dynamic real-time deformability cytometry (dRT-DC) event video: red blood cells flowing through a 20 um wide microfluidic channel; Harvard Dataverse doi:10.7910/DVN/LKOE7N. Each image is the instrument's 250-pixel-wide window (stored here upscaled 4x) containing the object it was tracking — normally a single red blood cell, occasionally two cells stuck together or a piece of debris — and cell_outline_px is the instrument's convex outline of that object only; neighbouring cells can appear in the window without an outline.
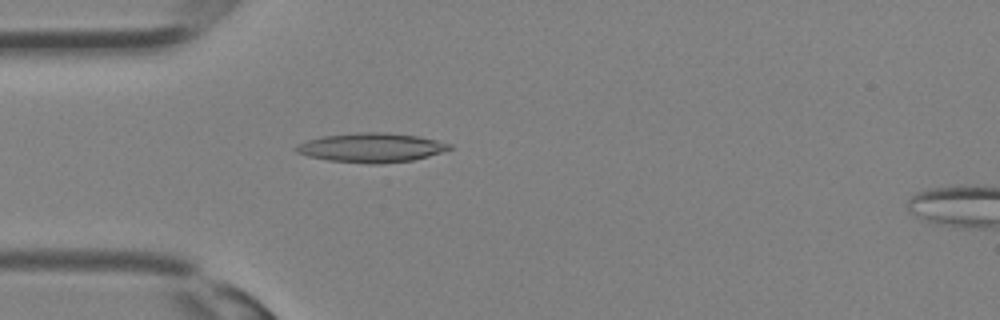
{"species": "Egyptian fruit bat (a non-hibernating species)", "species_latin": "Rousettus aegyptiacus", "temperature_condition": "room temperature", "stored_images_in_passage": 33, "camera_frame_rate_fps": 3000, "um_per_image_px": 0.085, "animal": {"sex": "female"}, "frame": {"image": 1, "passage_image": 10, "time_ms": 3.0, "image_size_px": [1000, 320], "cell_outline_px": [[452, 148], [444, 152], [412, 160], [380, 164], [372, 164], [328, 160], [308, 156], [296, 152], [292, 148], [296, 144], [320, 136], [356, 132], [388, 132], [420, 136], [452, 144]], "centroid_in_image_um": [31.55, 12.54], "position_along_channel_um": 53.4, "area_um2": 26.47}}
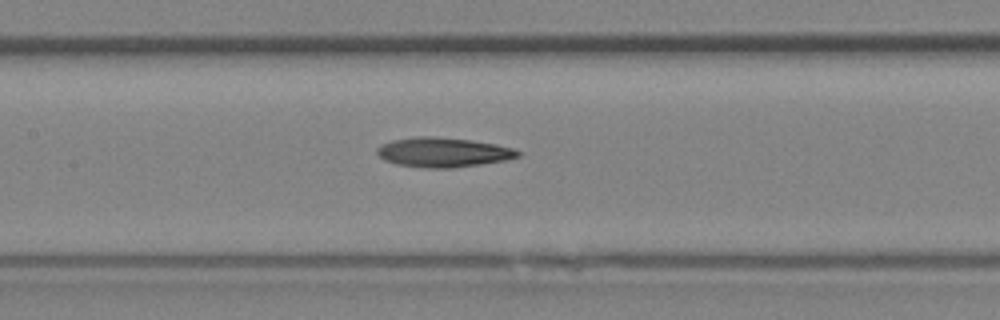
{"frame": {"image": 2, "passage_image": 16, "time_ms": 5.0, "image_size_px": [1000, 320], "cell_outline_px": [[520, 156], [504, 160], [480, 164], [452, 168], [428, 168], [396, 164], [384, 160], [376, 152], [376, 148], [380, 144], [392, 140], [416, 136], [432, 136], [468, 140], [496, 144], [512, 148], [520, 152]], "centroid_in_image_um": [37.62, 12.94], "position_along_channel_um": 169.8, "area_um2": 24.16}}
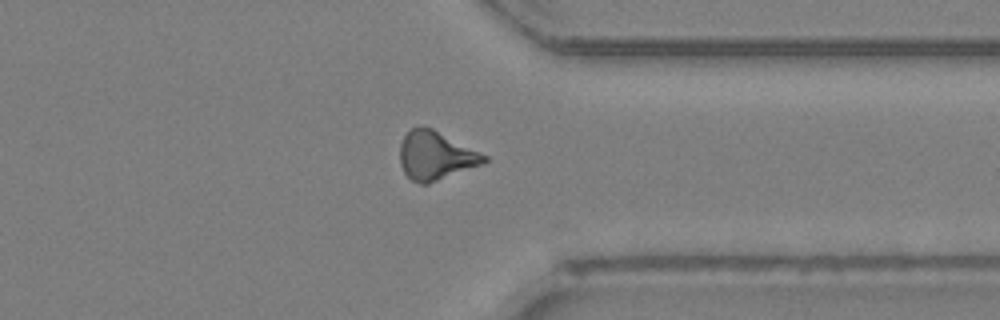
{"frame": {"image": 3, "passage_image": 26, "time_ms": 8.333, "image_size_px": [1000, 320], "cell_outline_px": [[488, 160], [484, 164], [428, 184], [420, 184], [412, 180], [404, 172], [400, 164], [400, 144], [404, 136], [412, 128], [432, 128], [488, 156]], "centroid_in_image_um": [37.04, 13.26], "position_along_channel_um": 374.4, "area_um2": 23.64}}